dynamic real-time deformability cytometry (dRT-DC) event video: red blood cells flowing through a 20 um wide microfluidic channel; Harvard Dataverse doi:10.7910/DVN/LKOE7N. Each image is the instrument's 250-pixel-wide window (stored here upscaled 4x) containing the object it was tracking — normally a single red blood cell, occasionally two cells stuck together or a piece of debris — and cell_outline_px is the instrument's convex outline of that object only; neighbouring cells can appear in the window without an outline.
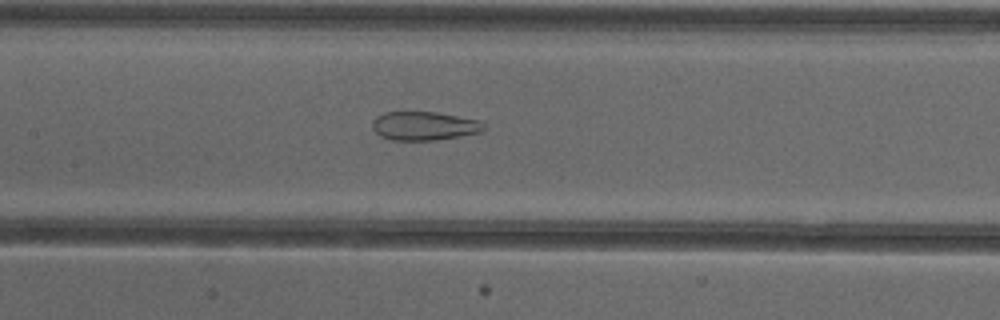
{"species": "common noctule bat (a hibernating species)", "species_latin": "Nyctalus noctula", "temperature_condition": "cold", "stored_images_in_passage": 48, "segment_of_instrument_passage": [2, 2], "camera_frame_rate_fps": 3000, "um_per_image_px": 0.085, "animal": {"sex": "female"}, "frame": {"image": 1, "passage_image": 26, "time_ms": 8.333, "image_size_px": [1000, 320], "cell_outline_px": [[488, 128], [484, 132], [436, 140], [392, 140], [380, 136], [372, 128], [372, 120], [376, 116], [384, 112], [436, 112], [480, 120]], "centroid_in_image_um": [36.09, 10.7], "position_along_channel_um": 171.3, "area_um2": 18.9}}
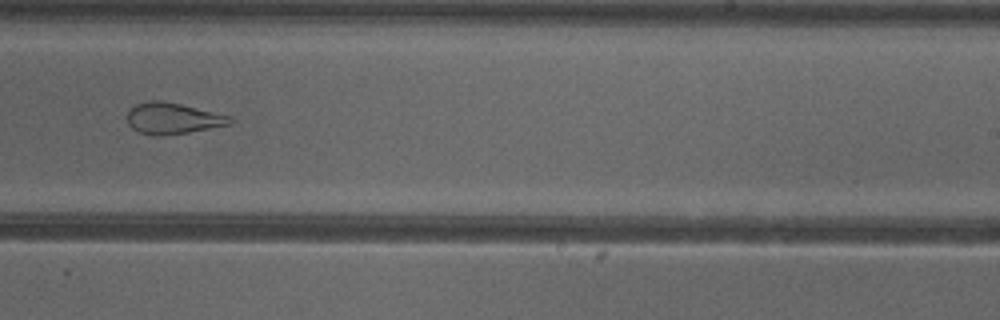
{"frame": {"image": 2, "passage_image": 34, "time_ms": 11.0, "image_size_px": [1000, 320], "cell_outline_px": [[236, 120], [232, 124], [188, 132], [160, 136], [156, 136], [140, 132], [132, 128], [128, 124], [128, 112], [136, 104], [152, 100], [156, 100], [180, 104], [232, 116]], "centroid_in_image_um": [14.73, 10.07], "position_along_channel_um": 274.3, "area_um2": 18.55}}
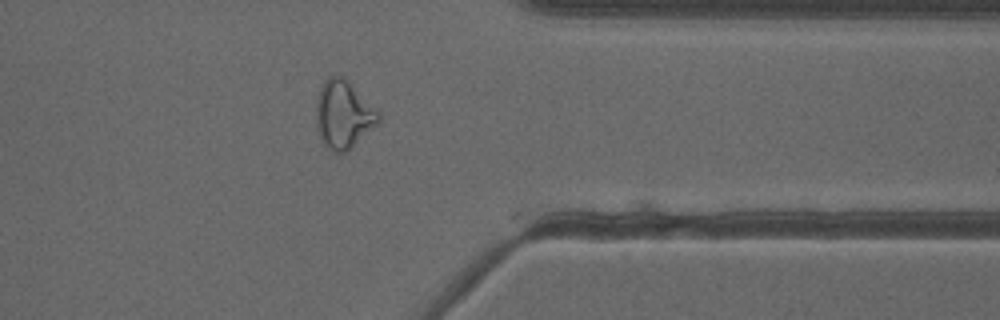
{"frame": {"image": 3, "passage_image": 43, "time_ms": 14.0, "image_size_px": [1000, 320], "cell_outline_px": [[380, 124], [344, 152], [332, 152], [324, 144], [316, 128], [316, 104], [320, 88], [324, 80], [328, 76], [344, 76], [380, 108]], "centroid_in_image_um": [29.25, 9.69], "position_along_channel_um": 382.2, "area_um2": 25.32}}